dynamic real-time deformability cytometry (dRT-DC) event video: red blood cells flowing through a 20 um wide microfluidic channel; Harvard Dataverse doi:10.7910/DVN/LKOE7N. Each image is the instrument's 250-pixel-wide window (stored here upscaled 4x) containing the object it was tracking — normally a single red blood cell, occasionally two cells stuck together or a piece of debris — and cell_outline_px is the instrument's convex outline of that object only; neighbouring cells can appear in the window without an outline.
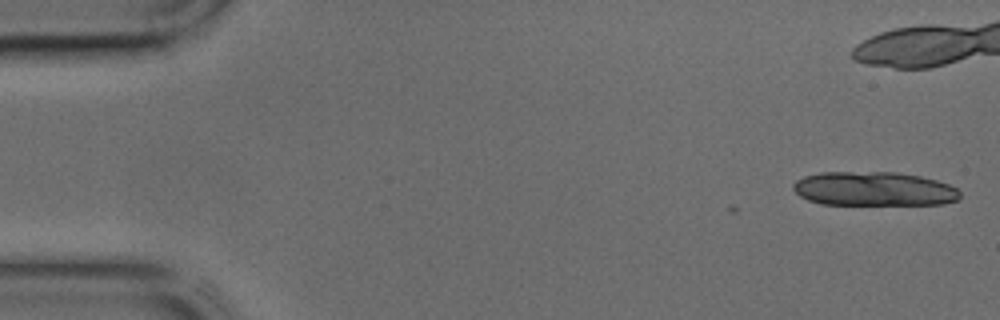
{"species": "common noctule bat (a hibernating species)", "species_latin": "Nyctalus noctula", "temperature_condition": "cold", "stored_images_in_passage": 8, "camera_frame_rate_fps": 3000, "um_per_image_px": 0.085, "animal": {"sex": "male", "body_mass_g": 17.9, "forearm_length_mm": 54.2}, "frame": {"image": 1, "passage_image": 1, "time_ms": 0.0, "image_size_px": [1000, 320], "cell_outline_px": [[960, 196], [956, 200], [944, 204], [820, 204], [808, 200], [800, 196], [792, 188], [792, 184], [796, 180], [804, 176], [820, 172], [896, 172], [920, 176], [936, 180], [948, 184], [956, 188], [960, 192]], "centroid_in_image_um": [74.25, 16.05], "position_along_channel_um": 10.7, "area_um2": 33.18}}